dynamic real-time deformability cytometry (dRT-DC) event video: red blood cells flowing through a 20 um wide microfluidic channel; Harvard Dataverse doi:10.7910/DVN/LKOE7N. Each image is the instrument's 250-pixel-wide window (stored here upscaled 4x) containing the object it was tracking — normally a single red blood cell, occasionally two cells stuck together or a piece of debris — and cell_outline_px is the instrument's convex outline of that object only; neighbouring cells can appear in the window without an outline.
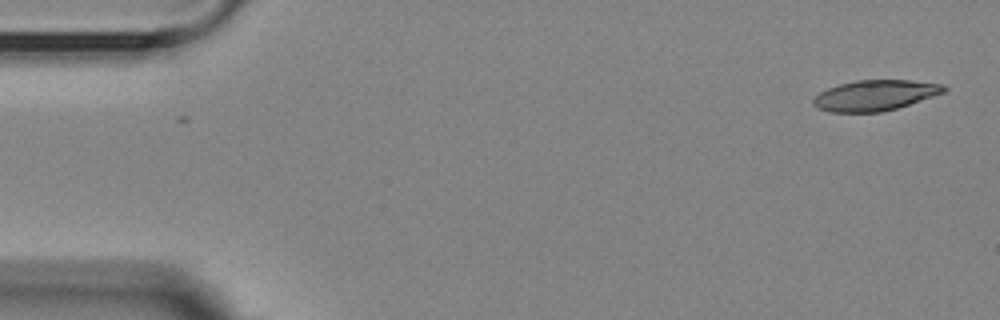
{"species": "Egyptian fruit bat (a non-hibernating species)", "species_latin": "Rousettus aegyptiacus", "temperature_condition": "room temperature", "stored_images_in_passage": 4, "camera_frame_rate_fps": 3000, "um_per_image_px": 0.085, "animal": {"sex": "female"}, "frame": {"image": 1, "passage_image": 1, "time_ms": 0.0, "image_size_px": [1000, 320], "cell_outline_px": [[948, 88], [944, 92], [896, 108], [880, 112], [828, 112], [816, 108], [812, 104], [812, 100], [820, 92], [828, 88], [840, 84], [856, 80], [912, 80], [944, 84]], "centroid_in_image_um": [74.35, 8.1], "position_along_channel_um": 10.7, "area_um2": 23.18}}